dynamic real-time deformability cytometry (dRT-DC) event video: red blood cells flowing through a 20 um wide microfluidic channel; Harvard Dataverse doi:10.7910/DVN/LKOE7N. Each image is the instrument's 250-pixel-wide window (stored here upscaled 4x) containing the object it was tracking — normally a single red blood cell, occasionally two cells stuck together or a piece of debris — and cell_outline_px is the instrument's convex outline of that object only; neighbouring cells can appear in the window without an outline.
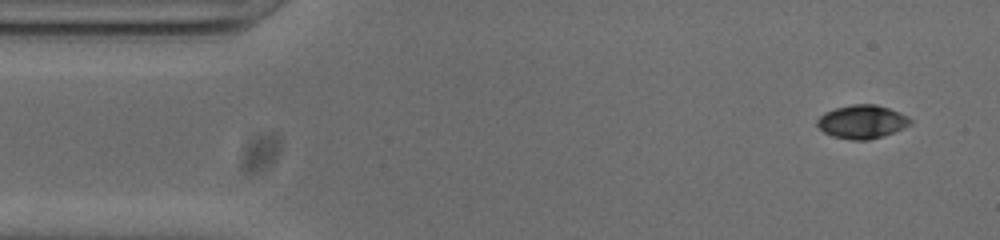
{"species": "common noctule bat (a hibernating species)", "species_latin": "Nyctalus noctula", "temperature_condition": "cold", "stored_images_in_passage": 53, "camera_frame_rate_fps": 3000, "um_per_image_px": 0.085, "animal": {"sex": "male", "body_mass_g": 20.0, "forearm_length_mm": 53.3}, "frame": {"image": 1, "passage_image": 3, "time_ms": 0.667, "image_size_px": [1000, 240], "cell_outline_px": [[912, 120], [908, 124], [892, 132], [868, 140], [852, 140], [832, 136], [824, 132], [816, 124], [816, 120], [824, 112], [836, 108], [852, 104], [876, 104], [888, 108]], "centroid_in_image_um": [73.18, 10.34], "position_along_channel_um": 11.8, "area_um2": 17.69}}
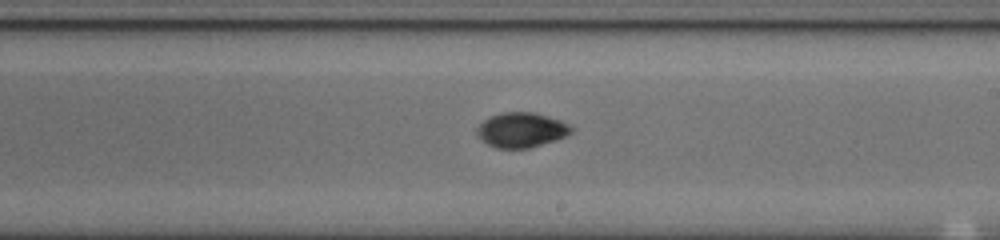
{"frame": {"image": 2, "passage_image": 29, "time_ms": 9.333, "image_size_px": [1000, 240], "cell_outline_px": [[572, 132], [556, 140], [528, 148], [496, 148], [488, 144], [476, 132], [476, 128], [484, 120], [492, 116], [504, 112], [532, 112], [560, 120], [568, 124], [572, 128]], "centroid_in_image_um": [44.32, 11.05], "position_along_channel_um": 244.7, "area_um2": 18.79}}
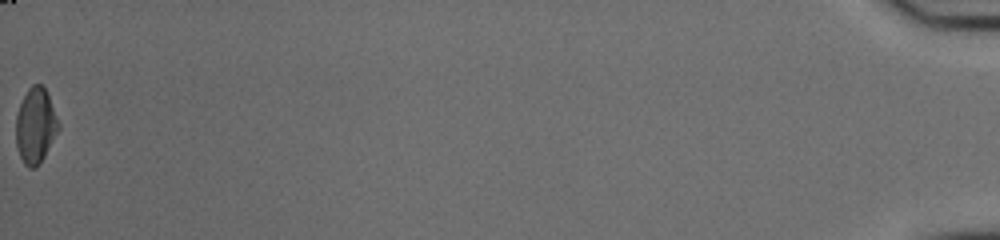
{"frame": {"image": 3, "passage_image": 53, "time_ms": 17.333, "image_size_px": [1000, 240], "cell_outline_px": [[60, 128], [44, 156], [32, 168], [28, 168], [24, 164], [20, 156], [16, 144], [16, 116], [20, 104], [28, 88], [32, 84], [40, 84], [44, 88], [48, 96], [60, 124]], "centroid_in_image_um": [3.01, 10.67], "position_along_channel_um": 432.2, "area_um2": 18.32}, "authors_computed_cell_mechanics": {"area_um2": 18.2648, "velocity_mm_per_s": 3.7875, "shape_relaxation_time_tau1_ms": 3.6497, "shape_relaxation_time_tau2_ms": null, "deformation_change_tau1": 0.1495, "deformation_change_tau2": null}}